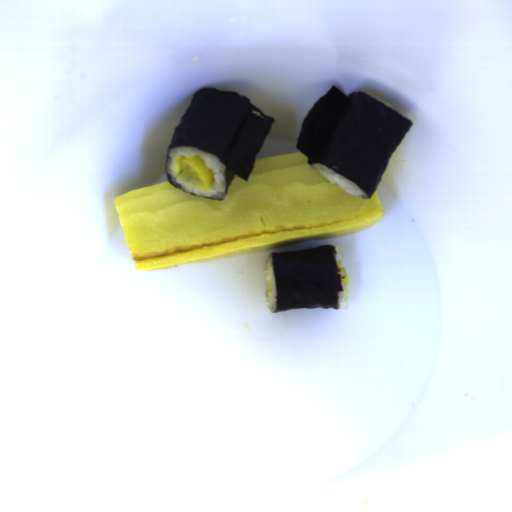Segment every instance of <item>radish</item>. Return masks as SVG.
<instances>
[{"instance_id":"1","label":"radish","mask_w":512,"mask_h":512,"mask_svg":"<svg viewBox=\"0 0 512 512\" xmlns=\"http://www.w3.org/2000/svg\"><path fill=\"white\" fill-rule=\"evenodd\" d=\"M180 173L196 178L206 186H210L214 178V170L208 168L205 161L197 155L180 161Z\"/></svg>"},{"instance_id":"2","label":"radish","mask_w":512,"mask_h":512,"mask_svg":"<svg viewBox=\"0 0 512 512\" xmlns=\"http://www.w3.org/2000/svg\"><path fill=\"white\" fill-rule=\"evenodd\" d=\"M341 263H342L341 261L337 262L338 268H340V269H341L342 271H344V272H345V274H346V275L341 279V282H342L345 286H347V285L349 284V274H348V270H347V268L342 267V266H341Z\"/></svg>"},{"instance_id":"3","label":"radish","mask_w":512,"mask_h":512,"mask_svg":"<svg viewBox=\"0 0 512 512\" xmlns=\"http://www.w3.org/2000/svg\"><path fill=\"white\" fill-rule=\"evenodd\" d=\"M266 285H267V291L271 292L272 285H271V283L268 280L266 281Z\"/></svg>"}]
</instances>
